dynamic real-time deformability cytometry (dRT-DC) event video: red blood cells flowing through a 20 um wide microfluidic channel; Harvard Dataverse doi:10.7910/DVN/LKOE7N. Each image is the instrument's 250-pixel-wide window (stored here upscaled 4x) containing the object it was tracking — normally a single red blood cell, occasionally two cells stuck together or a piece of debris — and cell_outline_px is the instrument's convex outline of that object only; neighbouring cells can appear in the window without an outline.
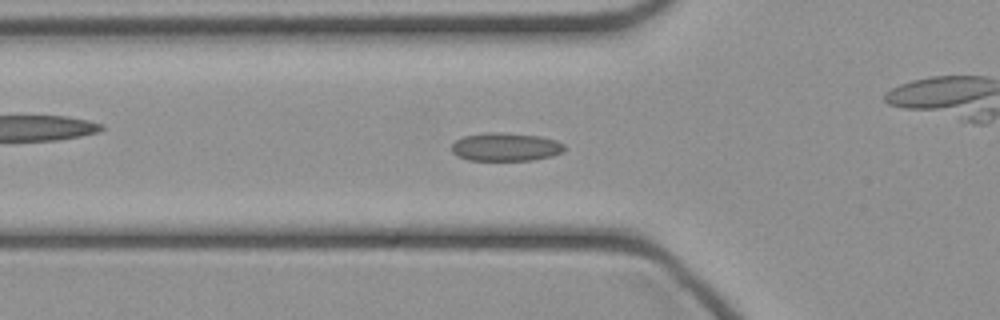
{"species": "common noctule bat (a hibernating species)", "species_latin": "Nyctalus noctula", "temperature_condition": "cold", "stored_images_in_passage": 46, "camera_frame_rate_fps": 3000, "um_per_image_px": 0.085, "animal": {"sex": "female", "body_mass_g": 21.9}, "frame": {"image": 1, "passage_image": 15, "time_ms": 4.667, "image_size_px": [1000, 320], "cell_outline_px": [[564, 152], [552, 156], [532, 160], [468, 160], [456, 156], [452, 152], [452, 144], [456, 140], [464, 136], [484, 132], [504, 132], [540, 136], [556, 140], [564, 144]], "centroid_in_image_um": [42.98, 12.48], "position_along_channel_um": 82.8, "area_um2": 18.79}}
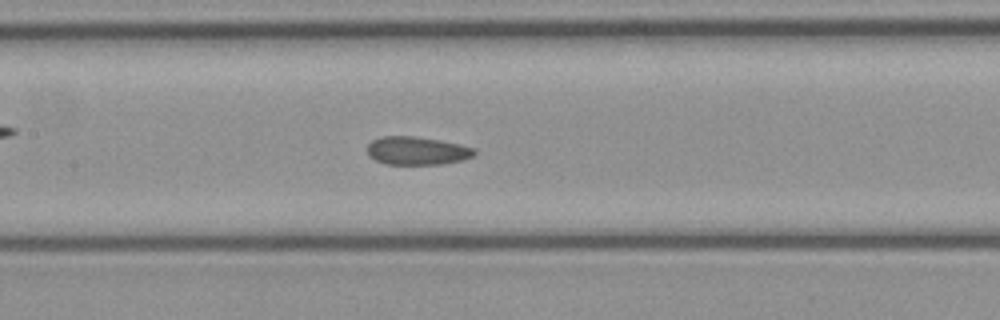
{"frame": {"image": 2, "passage_image": 21, "time_ms": 6.667, "image_size_px": [1000, 320], "cell_outline_px": [[476, 152], [472, 156], [464, 160], [440, 164], [384, 164], [368, 156], [368, 144], [372, 140], [380, 136], [412, 136], [440, 140], [460, 144], [476, 148]], "centroid_in_image_um": [35.44, 12.81], "position_along_channel_um": 172.0, "area_um2": 17.69}}
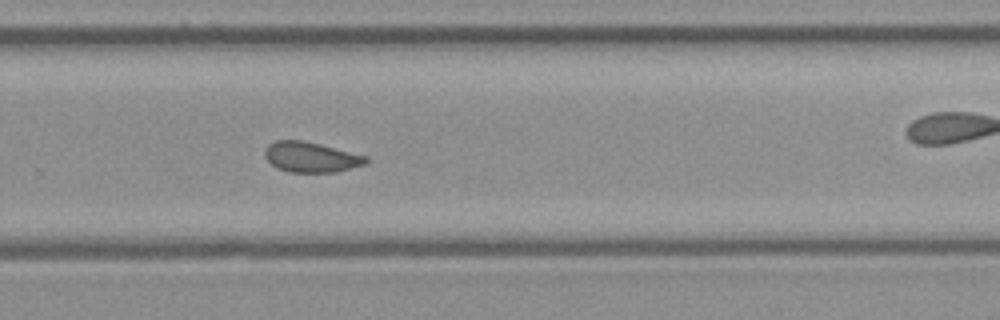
{"frame": {"image": 3, "passage_image": 30, "time_ms": 9.667, "image_size_px": [1000, 320], "cell_outline_px": [[368, 160], [364, 164], [336, 172], [288, 172], [272, 164], [264, 156], [264, 152], [268, 144], [276, 140], [304, 140], [368, 156]], "centroid_in_image_um": [26.42, 13.34], "position_along_channel_um": 303.4, "area_um2": 17.74}}